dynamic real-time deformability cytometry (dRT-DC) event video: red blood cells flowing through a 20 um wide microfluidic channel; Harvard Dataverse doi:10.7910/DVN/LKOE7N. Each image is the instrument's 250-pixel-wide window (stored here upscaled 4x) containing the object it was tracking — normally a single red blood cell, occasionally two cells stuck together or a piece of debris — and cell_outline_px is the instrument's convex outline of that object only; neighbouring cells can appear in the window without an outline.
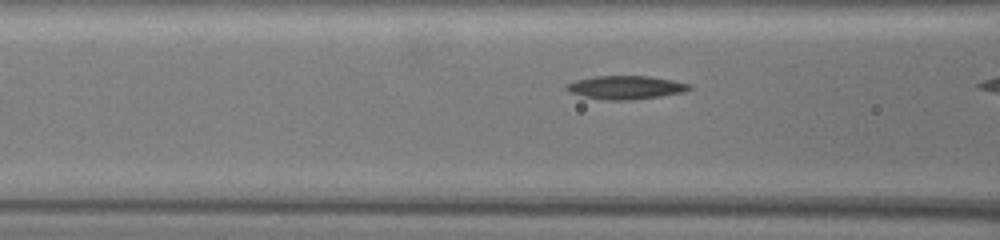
{"species": "common noctule bat (a hibernating species)", "species_latin": "Nyctalus noctula", "temperature_condition": "warm", "stored_images_in_passage": 38, "camera_frame_rate_fps": 3000, "um_per_image_px": 0.085, "animal": {"sex": "female", "body_mass_g": 19.5, "forearm_length_mm": 54.1}, "frame": {"image": 1, "passage_image": 9, "time_ms": 2.667, "image_size_px": [1000, 240], "cell_outline_px": [[692, 88], [680, 92], [660, 96], [632, 100], [604, 100], [584, 96], [572, 92], [564, 88], [568, 84], [576, 80], [592, 76], [648, 76], [672, 80], [692, 84]], "centroid_in_image_um": [53.19, 7.42], "position_along_channel_um": 113.4, "area_um2": 16.59}}
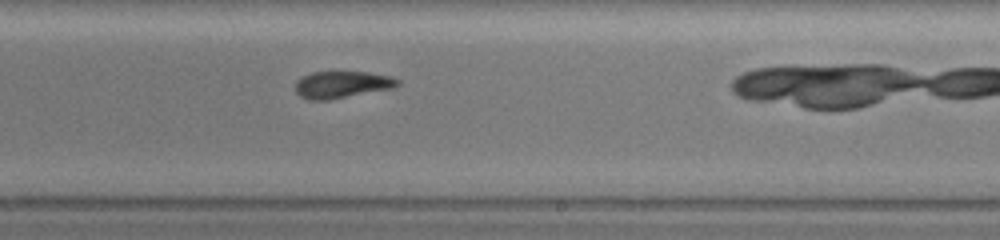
{"frame": {"image": 2, "passage_image": 23, "time_ms": 7.333, "image_size_px": [1000, 240], "cell_outline_px": [[400, 84], [392, 88], [328, 100], [308, 100], [300, 96], [296, 92], [296, 80], [312, 72], [368, 72], [392, 76], [400, 80]], "centroid_in_image_um": [29.07, 7.19], "position_along_channel_um": 259.9, "area_um2": 16.01}}
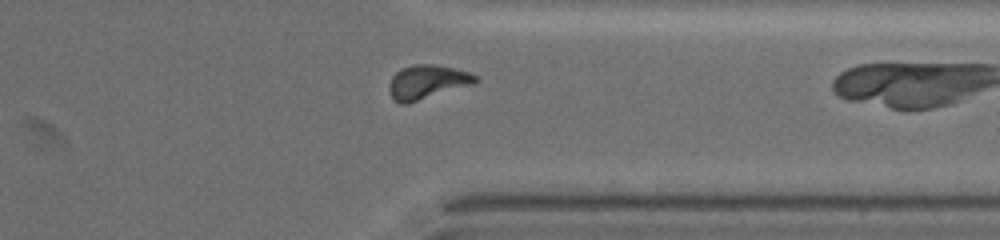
{"frame": {"image": 3, "passage_image": 34, "time_ms": 11.0, "image_size_px": [1000, 240], "cell_outline_px": [[480, 80], [472, 84], [408, 104], [400, 104], [392, 96], [388, 88], [388, 84], [392, 76], [400, 68], [412, 64], [436, 64], [456, 68], [468, 72], [476, 76]], "centroid_in_image_um": [36.29, 6.95], "position_along_channel_um": 375.1, "area_um2": 17.22}}